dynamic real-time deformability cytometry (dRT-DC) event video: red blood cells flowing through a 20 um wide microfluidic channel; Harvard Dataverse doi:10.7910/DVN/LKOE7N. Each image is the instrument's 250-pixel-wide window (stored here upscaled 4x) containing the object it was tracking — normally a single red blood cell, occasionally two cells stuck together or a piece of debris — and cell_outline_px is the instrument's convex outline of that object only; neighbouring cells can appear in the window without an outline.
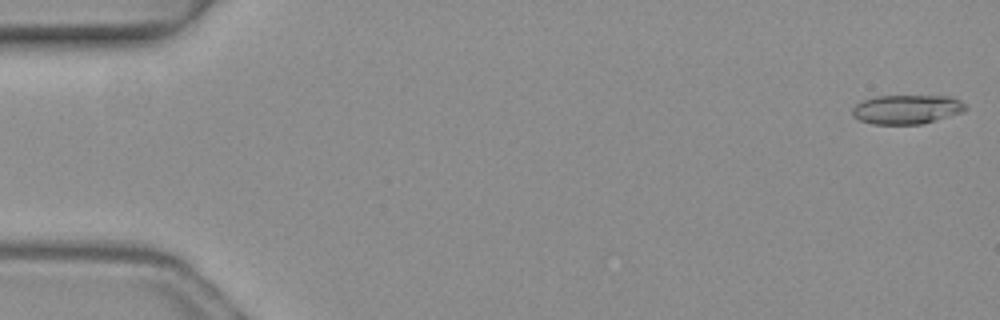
{"species": "common noctule bat (a hibernating species)", "species_latin": "Nyctalus noctula", "temperature_condition": "warm", "stored_images_in_passage": 4, "camera_frame_rate_fps": 3000, "um_per_image_px": 0.085, "animal": {"sex": "female", "body_mass_g": 19.3, "forearm_length_mm": 54.1}, "frame": {"image": 1, "passage_image": 1, "time_ms": 0.0, "image_size_px": [1000, 320], "cell_outline_px": [[968, 108], [964, 112], [936, 120], [920, 124], [872, 124], [860, 120], [852, 116], [852, 108], [856, 104], [864, 100], [876, 96], [952, 96], [968, 104]], "centroid_in_image_um": [77.12, 9.29], "position_along_channel_um": 7.9, "area_um2": 19.42}}
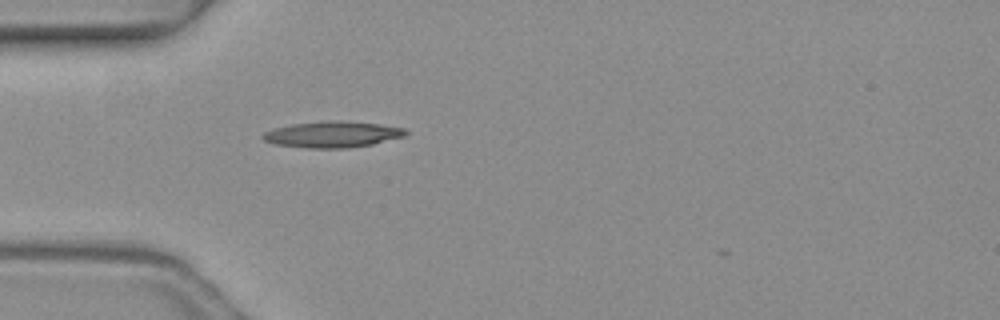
{"frame": {"image": 2, "passage_image": 4, "time_ms": 1.0, "image_size_px": [1000, 320], "cell_outline_px": [[408, 132], [404, 136], [372, 144], [348, 148], [308, 148], [276, 144], [264, 140], [260, 136], [264, 132], [276, 128], [292, 124], [328, 120], [340, 120], [380, 124], [404, 128]], "centroid_in_image_um": [28.26, 11.42], "position_along_channel_um": 56.7, "area_um2": 21.68}}